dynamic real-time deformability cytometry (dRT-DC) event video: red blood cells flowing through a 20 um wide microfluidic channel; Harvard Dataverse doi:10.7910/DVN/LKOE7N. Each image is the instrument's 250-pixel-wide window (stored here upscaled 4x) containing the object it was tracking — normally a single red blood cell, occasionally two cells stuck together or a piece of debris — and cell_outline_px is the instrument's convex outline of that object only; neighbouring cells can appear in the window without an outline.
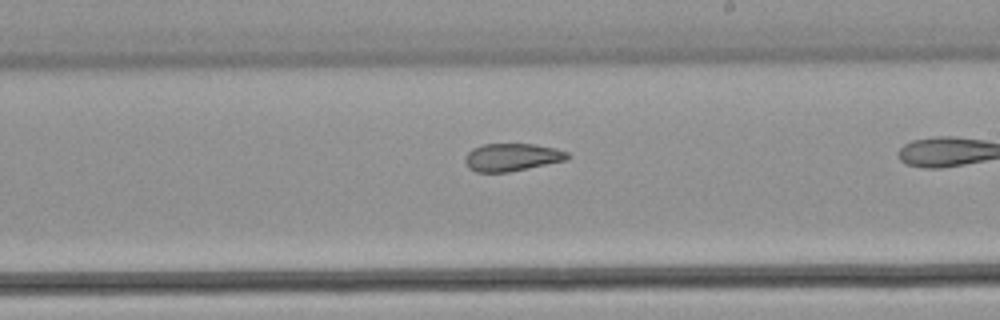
{"species": "common noctule bat (a hibernating species)", "species_latin": "Nyctalus noctula", "temperature_condition": "warm", "stored_images_in_passage": 37, "camera_frame_rate_fps": 3000, "um_per_image_px": 0.085, "animal": {"sex": "male", "body_mass_g": 21.5, "forearm_length_mm": 52.0}, "frame": {"image": 1, "passage_image": 27, "time_ms": 8.667, "image_size_px": [1000, 320], "cell_outline_px": [[572, 156], [568, 160], [508, 172], [476, 172], [468, 168], [464, 160], [464, 156], [472, 148], [484, 144], [532, 144], [556, 148], [568, 152]], "centroid_in_image_um": [43.52, 13.36], "position_along_channel_um": 245.5, "area_um2": 16.7}}